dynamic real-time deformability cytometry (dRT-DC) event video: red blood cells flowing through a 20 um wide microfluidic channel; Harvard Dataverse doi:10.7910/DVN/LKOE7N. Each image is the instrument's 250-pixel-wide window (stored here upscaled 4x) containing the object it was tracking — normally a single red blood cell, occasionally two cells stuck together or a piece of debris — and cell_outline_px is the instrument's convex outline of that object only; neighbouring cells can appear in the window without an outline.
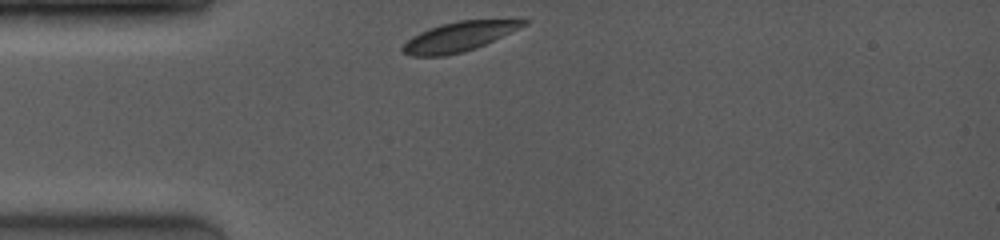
{"species": "common noctule bat (a hibernating species)", "species_latin": "Nyctalus noctula", "temperature_condition": "room temperature", "stored_images_in_passage": 9, "camera_frame_rate_fps": 4000, "um_per_image_px": 0.085, "animal": {"sex": "female", "body_mass_g": 19.0, "forearm_length_mm": 53.3}, "frame": {"image": 1, "passage_image": 1, "time_ms": 0.0, "image_size_px": [1000, 240], "cell_outline_px": [[532, 20], [528, 24], [520, 28], [476, 48], [464, 52], [444, 56], [412, 56], [404, 52], [400, 48], [408, 40], [420, 32], [444, 24], [460, 20]], "centroid_in_image_um": [39.03, 3.13], "position_along_channel_um": 46.0, "area_um2": 20.4}}
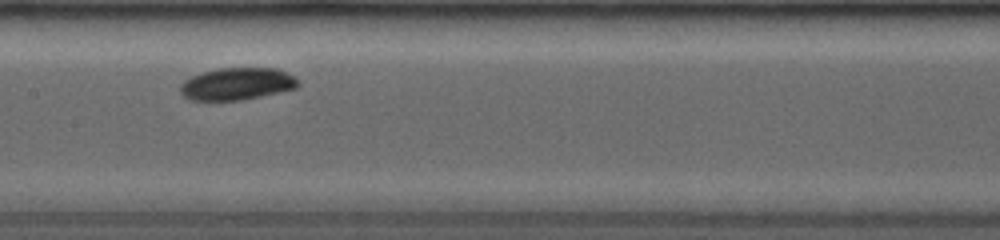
{"frame": {"image": 2, "passage_image": 8, "time_ms": 4.0, "image_size_px": [1000, 240], "cell_outline_px": [[296, 88], [240, 100], [188, 100], [180, 92], [180, 88], [192, 76], [204, 72], [224, 68], [272, 68], [284, 72], [292, 76], [296, 80]], "centroid_in_image_um": [20.11, 7.14], "position_along_channel_um": 187.3, "area_um2": 21.33}}